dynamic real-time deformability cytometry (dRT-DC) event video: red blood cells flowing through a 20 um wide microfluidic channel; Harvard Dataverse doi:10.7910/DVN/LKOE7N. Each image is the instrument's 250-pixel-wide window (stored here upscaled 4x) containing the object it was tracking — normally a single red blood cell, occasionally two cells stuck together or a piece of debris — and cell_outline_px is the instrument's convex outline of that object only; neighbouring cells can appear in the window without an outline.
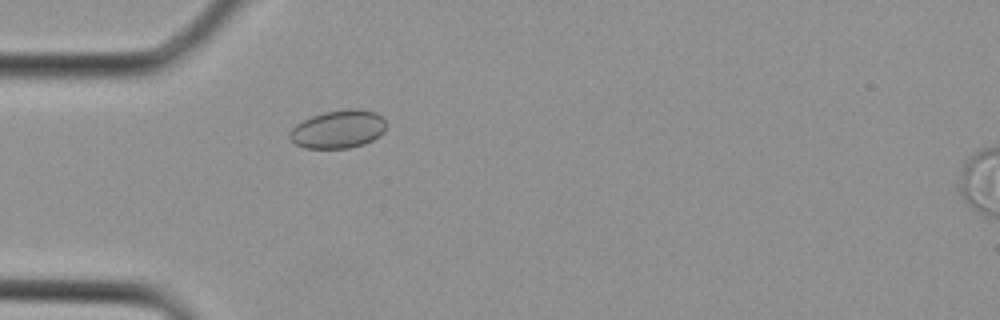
{"species": "Egyptian fruit bat (a non-hibernating species)", "species_latin": "Rousettus aegyptiacus", "temperature_condition": "cold", "stored_images_in_passage": 4, "segment_of_instrument_passage": [1, 2], "camera_frame_rate_fps": 3000, "um_per_image_px": 0.085, "animal": {"sex": "female"}, "frame": {"image": 1, "passage_image": 3, "time_ms": 0.667, "image_size_px": [1000, 320], "cell_outline_px": [[388, 124], [384, 132], [380, 136], [364, 144], [348, 148], [304, 148], [296, 144], [288, 136], [288, 132], [296, 124], [312, 116], [324, 112], [348, 108], [360, 108], [376, 112], [384, 116]], "centroid_in_image_um": [28.8, 10.96], "position_along_channel_um": 56.2, "area_um2": 21.85}}